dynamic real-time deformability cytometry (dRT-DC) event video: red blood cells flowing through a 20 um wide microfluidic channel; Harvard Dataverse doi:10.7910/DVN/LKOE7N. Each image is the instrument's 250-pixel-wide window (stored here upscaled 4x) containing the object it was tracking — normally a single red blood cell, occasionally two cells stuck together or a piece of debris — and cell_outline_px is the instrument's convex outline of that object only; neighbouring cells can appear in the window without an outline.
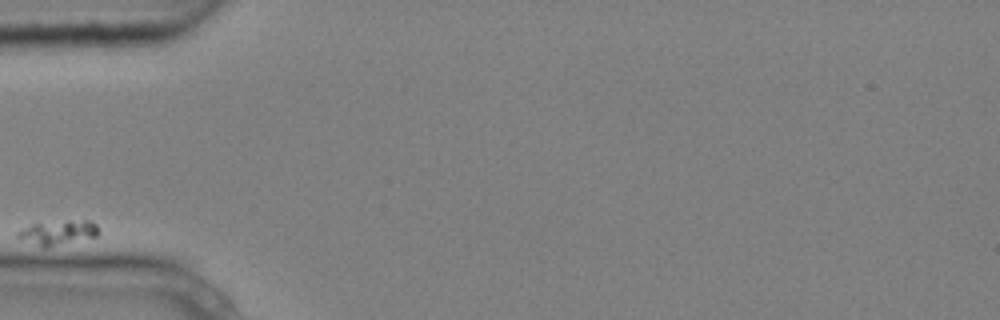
{"species": "common noctule bat (a hibernating species)", "species_latin": "Nyctalus noctula", "temperature_condition": "cold", "stored_images_in_passage": 3, "camera_frame_rate_fps": 3000, "um_per_image_px": 0.085, "animal": {"sex": "male", "body_mass_g": 20.4}, "frame": {"image": 1, "passage_image": 1, "time_ms": 0.0, "image_size_px": [1000, 320], "cell_outline_px": [[100, 232], [96, 236], [44, 248], [16, 240], [16, 232], [20, 228], [32, 224], [68, 220], [88, 220], [96, 224], [100, 228]], "centroid_in_image_um": [4.85, 19.77], "position_along_channel_um": 80.2, "area_um2": 11.91}}
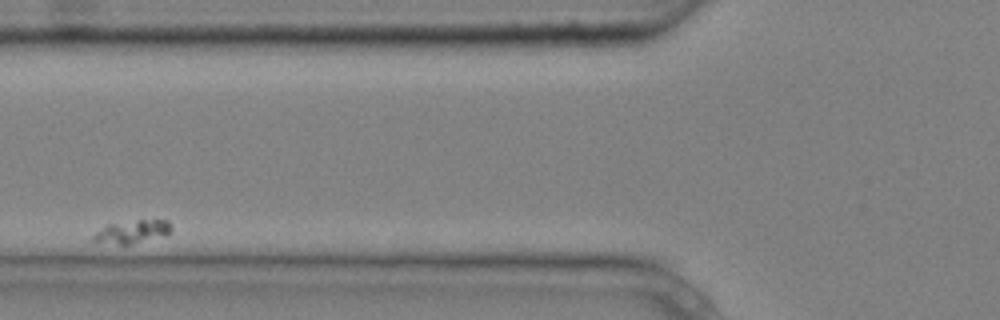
{"frame": {"image": 2, "passage_image": 2, "time_ms": 0.333, "image_size_px": [1000, 320], "cell_outline_px": [[172, 228], [164, 236], [128, 244], [120, 244], [92, 240], [92, 236], [96, 232], [108, 224], [140, 220], [168, 220], [172, 224]], "centroid_in_image_um": [11.28, 19.68], "position_along_channel_um": 114.5, "area_um2": 10.12}}